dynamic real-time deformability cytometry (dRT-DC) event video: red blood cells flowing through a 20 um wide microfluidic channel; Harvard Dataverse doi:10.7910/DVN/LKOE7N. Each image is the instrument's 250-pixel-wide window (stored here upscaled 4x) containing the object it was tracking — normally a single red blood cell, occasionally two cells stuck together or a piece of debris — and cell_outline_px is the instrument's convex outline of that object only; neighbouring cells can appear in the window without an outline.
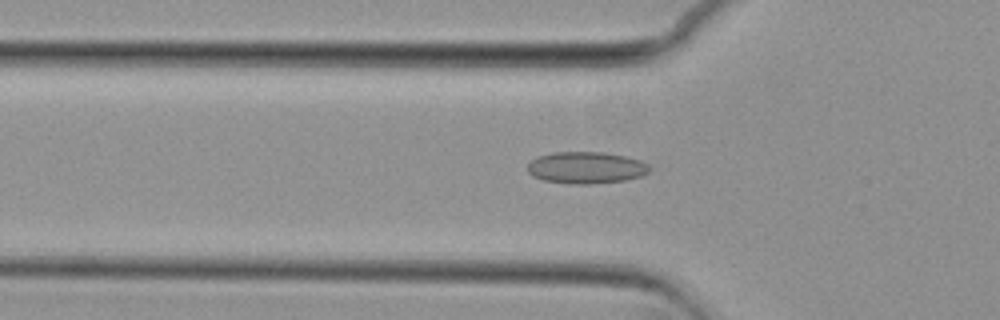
{"species": "common noctule bat (a hibernating species)", "species_latin": "Nyctalus noctula", "temperature_condition": "cold", "stored_images_in_passage": 54, "camera_frame_rate_fps": 3000, "um_per_image_px": 0.085, "animal": {"sex": "female", "body_mass_g": 29.2, "forearm_length_mm": 56.3}, "frame": {"image": 1, "passage_image": 17, "time_ms": 5.333, "image_size_px": [1000, 320], "cell_outline_px": [[652, 168], [648, 172], [640, 176], [624, 180], [588, 184], [572, 184], [544, 180], [532, 176], [528, 172], [528, 164], [536, 156], [552, 152], [604, 152], [624, 156], [640, 160], [648, 164]], "centroid_in_image_um": [49.8, 14.24], "position_along_channel_um": 76.0, "area_um2": 22.6}}
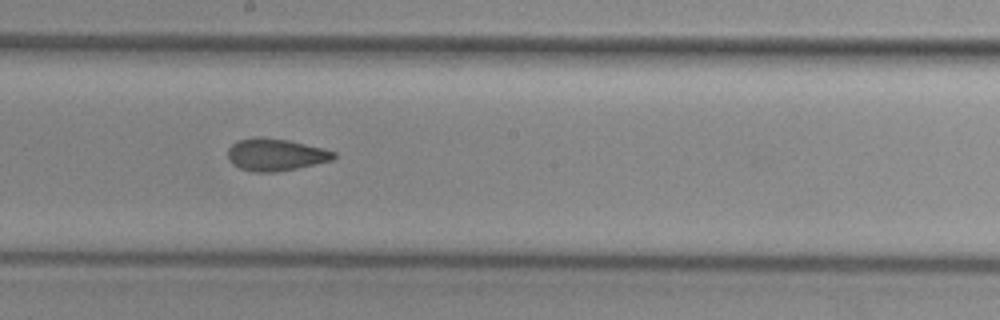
{"frame": {"image": 2, "passage_image": 29, "time_ms": 9.333, "image_size_px": [1000, 320], "cell_outline_px": [[336, 156], [332, 160], [296, 168], [276, 172], [256, 172], [240, 168], [232, 164], [228, 160], [228, 148], [236, 140], [256, 136], [260, 136], [288, 140], [324, 148], [336, 152]], "centroid_in_image_um": [23.4, 13.13], "position_along_channel_um": 224.8, "area_um2": 20.0}}
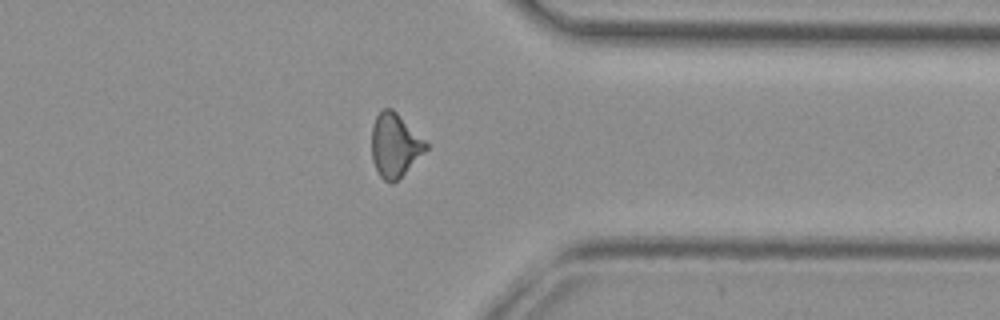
{"frame": {"image": 3, "passage_image": 42, "time_ms": 13.667, "image_size_px": [1000, 320], "cell_outline_px": [[428, 148], [392, 184], [384, 180], [380, 176], [372, 160], [372, 128], [376, 116], [384, 108], [392, 108], [428, 144]], "centroid_in_image_um": [33.54, 12.34], "position_along_channel_um": 377.9, "area_um2": 19.54}, "authors_computed_cell_mechanics": {"area_um2": 19.941, "velocity_mm_per_s": 3.6984, "shape_relaxation_time_tau1_ms": null, "shape_relaxation_time_tau2_ms": 2.0927, "deformation_change_tau1": null, "deformation_change_tau2": 0.0829}}